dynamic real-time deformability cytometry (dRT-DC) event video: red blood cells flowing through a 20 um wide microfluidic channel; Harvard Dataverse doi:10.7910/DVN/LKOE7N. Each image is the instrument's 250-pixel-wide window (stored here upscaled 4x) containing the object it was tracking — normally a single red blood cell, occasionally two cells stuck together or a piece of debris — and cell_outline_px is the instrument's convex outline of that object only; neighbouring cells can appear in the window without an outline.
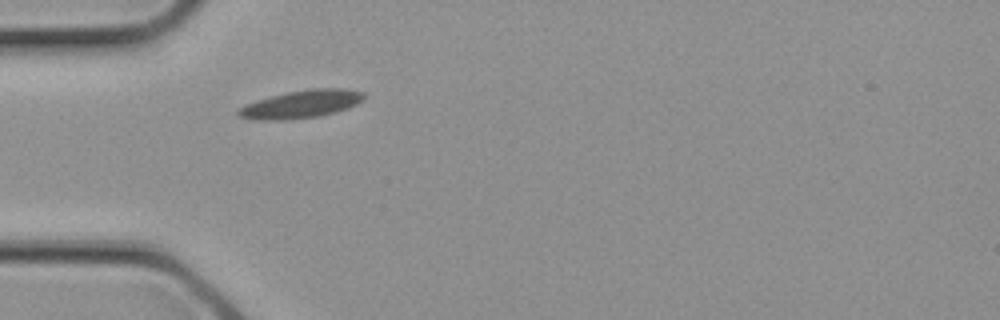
{"species": "common noctule bat (a hibernating species)", "species_latin": "Nyctalus noctula", "temperature_condition": "cold", "stored_images_in_passage": 1, "camera_frame_rate_fps": 3000, "um_per_image_px": 0.085, "animal": {"sex": "female", "body_mass_g": 21.9}, "frame": {"image": 1, "passage_image": 1, "time_ms": 0.0, "image_size_px": [1000, 320], "cell_outline_px": [[364, 100], [348, 108], [336, 112], [320, 116], [288, 120], [252, 120], [240, 116], [236, 112], [240, 108], [248, 104], [272, 96], [288, 92], [312, 88], [344, 88], [364, 92]], "centroid_in_image_um": [25.66, 8.86], "position_along_channel_um": 59.3, "area_um2": 20.29}}